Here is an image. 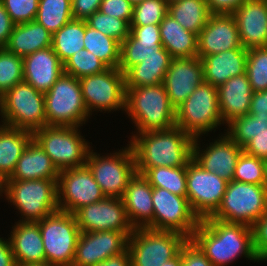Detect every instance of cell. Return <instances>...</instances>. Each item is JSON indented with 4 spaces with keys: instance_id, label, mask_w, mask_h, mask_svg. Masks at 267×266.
I'll return each mask as SVG.
<instances>
[{
    "instance_id": "40",
    "label": "cell",
    "mask_w": 267,
    "mask_h": 266,
    "mask_svg": "<svg viewBox=\"0 0 267 266\" xmlns=\"http://www.w3.org/2000/svg\"><path fill=\"white\" fill-rule=\"evenodd\" d=\"M108 67L87 49H82L63 63L64 73L80 79L85 76L99 74Z\"/></svg>"
},
{
    "instance_id": "1",
    "label": "cell",
    "mask_w": 267,
    "mask_h": 266,
    "mask_svg": "<svg viewBox=\"0 0 267 266\" xmlns=\"http://www.w3.org/2000/svg\"><path fill=\"white\" fill-rule=\"evenodd\" d=\"M131 139L138 174L154 167H187L193 159L195 138L178 126L139 133Z\"/></svg>"
},
{
    "instance_id": "41",
    "label": "cell",
    "mask_w": 267,
    "mask_h": 266,
    "mask_svg": "<svg viewBox=\"0 0 267 266\" xmlns=\"http://www.w3.org/2000/svg\"><path fill=\"white\" fill-rule=\"evenodd\" d=\"M23 80V57L0 48V97Z\"/></svg>"
},
{
    "instance_id": "23",
    "label": "cell",
    "mask_w": 267,
    "mask_h": 266,
    "mask_svg": "<svg viewBox=\"0 0 267 266\" xmlns=\"http://www.w3.org/2000/svg\"><path fill=\"white\" fill-rule=\"evenodd\" d=\"M153 187L142 175L135 173L129 180L122 197L127 218L134 229L148 228L153 230Z\"/></svg>"
},
{
    "instance_id": "10",
    "label": "cell",
    "mask_w": 267,
    "mask_h": 266,
    "mask_svg": "<svg viewBox=\"0 0 267 266\" xmlns=\"http://www.w3.org/2000/svg\"><path fill=\"white\" fill-rule=\"evenodd\" d=\"M187 240L174 231L136 228L128 239L131 266H161L175 258Z\"/></svg>"
},
{
    "instance_id": "5",
    "label": "cell",
    "mask_w": 267,
    "mask_h": 266,
    "mask_svg": "<svg viewBox=\"0 0 267 266\" xmlns=\"http://www.w3.org/2000/svg\"><path fill=\"white\" fill-rule=\"evenodd\" d=\"M46 125L79 127L88 116L79 79L63 73L44 94Z\"/></svg>"
},
{
    "instance_id": "54",
    "label": "cell",
    "mask_w": 267,
    "mask_h": 266,
    "mask_svg": "<svg viewBox=\"0 0 267 266\" xmlns=\"http://www.w3.org/2000/svg\"><path fill=\"white\" fill-rule=\"evenodd\" d=\"M14 25L3 3L0 1V48H5Z\"/></svg>"
},
{
    "instance_id": "57",
    "label": "cell",
    "mask_w": 267,
    "mask_h": 266,
    "mask_svg": "<svg viewBox=\"0 0 267 266\" xmlns=\"http://www.w3.org/2000/svg\"><path fill=\"white\" fill-rule=\"evenodd\" d=\"M94 266H131V255L127 249L123 253L109 257Z\"/></svg>"
},
{
    "instance_id": "12",
    "label": "cell",
    "mask_w": 267,
    "mask_h": 266,
    "mask_svg": "<svg viewBox=\"0 0 267 266\" xmlns=\"http://www.w3.org/2000/svg\"><path fill=\"white\" fill-rule=\"evenodd\" d=\"M99 184L105 197L122 198L129 180L136 173L135 157L132 147L119 150L110 156H100L89 151L85 164Z\"/></svg>"
},
{
    "instance_id": "26",
    "label": "cell",
    "mask_w": 267,
    "mask_h": 266,
    "mask_svg": "<svg viewBox=\"0 0 267 266\" xmlns=\"http://www.w3.org/2000/svg\"><path fill=\"white\" fill-rule=\"evenodd\" d=\"M248 50L235 48L201 59L203 64L204 82L218 88L231 77L246 73Z\"/></svg>"
},
{
    "instance_id": "39",
    "label": "cell",
    "mask_w": 267,
    "mask_h": 266,
    "mask_svg": "<svg viewBox=\"0 0 267 266\" xmlns=\"http://www.w3.org/2000/svg\"><path fill=\"white\" fill-rule=\"evenodd\" d=\"M226 134L240 147H244L256 133L267 132V115H250L234 119L227 125Z\"/></svg>"
},
{
    "instance_id": "21",
    "label": "cell",
    "mask_w": 267,
    "mask_h": 266,
    "mask_svg": "<svg viewBox=\"0 0 267 266\" xmlns=\"http://www.w3.org/2000/svg\"><path fill=\"white\" fill-rule=\"evenodd\" d=\"M210 143L206 150L200 153L198 137L194 139L193 160L204 170L218 175L226 181H232L238 158L243 148L234 142L227 134Z\"/></svg>"
},
{
    "instance_id": "22",
    "label": "cell",
    "mask_w": 267,
    "mask_h": 266,
    "mask_svg": "<svg viewBox=\"0 0 267 266\" xmlns=\"http://www.w3.org/2000/svg\"><path fill=\"white\" fill-rule=\"evenodd\" d=\"M233 16L245 49L267 46V0H246Z\"/></svg>"
},
{
    "instance_id": "31",
    "label": "cell",
    "mask_w": 267,
    "mask_h": 266,
    "mask_svg": "<svg viewBox=\"0 0 267 266\" xmlns=\"http://www.w3.org/2000/svg\"><path fill=\"white\" fill-rule=\"evenodd\" d=\"M172 57L163 48L158 55H149L141 63L131 67L125 75V88H136L162 84Z\"/></svg>"
},
{
    "instance_id": "29",
    "label": "cell",
    "mask_w": 267,
    "mask_h": 266,
    "mask_svg": "<svg viewBox=\"0 0 267 266\" xmlns=\"http://www.w3.org/2000/svg\"><path fill=\"white\" fill-rule=\"evenodd\" d=\"M52 45V34L40 23L33 20L15 24L5 49L20 57L35 51L43 50Z\"/></svg>"
},
{
    "instance_id": "18",
    "label": "cell",
    "mask_w": 267,
    "mask_h": 266,
    "mask_svg": "<svg viewBox=\"0 0 267 266\" xmlns=\"http://www.w3.org/2000/svg\"><path fill=\"white\" fill-rule=\"evenodd\" d=\"M74 216L80 232L134 231L122 198L105 197L78 209Z\"/></svg>"
},
{
    "instance_id": "7",
    "label": "cell",
    "mask_w": 267,
    "mask_h": 266,
    "mask_svg": "<svg viewBox=\"0 0 267 266\" xmlns=\"http://www.w3.org/2000/svg\"><path fill=\"white\" fill-rule=\"evenodd\" d=\"M77 128L79 127L46 125L32 133L33 139L59 171L79 168L86 164L91 148Z\"/></svg>"
},
{
    "instance_id": "2",
    "label": "cell",
    "mask_w": 267,
    "mask_h": 266,
    "mask_svg": "<svg viewBox=\"0 0 267 266\" xmlns=\"http://www.w3.org/2000/svg\"><path fill=\"white\" fill-rule=\"evenodd\" d=\"M191 240L213 266H225L240 255L259 261L253 248L252 229L245 224L204 218Z\"/></svg>"
},
{
    "instance_id": "25",
    "label": "cell",
    "mask_w": 267,
    "mask_h": 266,
    "mask_svg": "<svg viewBox=\"0 0 267 266\" xmlns=\"http://www.w3.org/2000/svg\"><path fill=\"white\" fill-rule=\"evenodd\" d=\"M217 89L223 124L249 114L253 90L247 73L231 77Z\"/></svg>"
},
{
    "instance_id": "46",
    "label": "cell",
    "mask_w": 267,
    "mask_h": 266,
    "mask_svg": "<svg viewBox=\"0 0 267 266\" xmlns=\"http://www.w3.org/2000/svg\"><path fill=\"white\" fill-rule=\"evenodd\" d=\"M14 24L35 20L39 0H0Z\"/></svg>"
},
{
    "instance_id": "8",
    "label": "cell",
    "mask_w": 267,
    "mask_h": 266,
    "mask_svg": "<svg viewBox=\"0 0 267 266\" xmlns=\"http://www.w3.org/2000/svg\"><path fill=\"white\" fill-rule=\"evenodd\" d=\"M57 181L8 180L7 199L23 216L20 222H37L59 210Z\"/></svg>"
},
{
    "instance_id": "56",
    "label": "cell",
    "mask_w": 267,
    "mask_h": 266,
    "mask_svg": "<svg viewBox=\"0 0 267 266\" xmlns=\"http://www.w3.org/2000/svg\"><path fill=\"white\" fill-rule=\"evenodd\" d=\"M0 266H17L9 238H0Z\"/></svg>"
},
{
    "instance_id": "13",
    "label": "cell",
    "mask_w": 267,
    "mask_h": 266,
    "mask_svg": "<svg viewBox=\"0 0 267 266\" xmlns=\"http://www.w3.org/2000/svg\"><path fill=\"white\" fill-rule=\"evenodd\" d=\"M153 230L174 231L191 239L200 219L193 212L188 198L166 189L153 187Z\"/></svg>"
},
{
    "instance_id": "4",
    "label": "cell",
    "mask_w": 267,
    "mask_h": 266,
    "mask_svg": "<svg viewBox=\"0 0 267 266\" xmlns=\"http://www.w3.org/2000/svg\"><path fill=\"white\" fill-rule=\"evenodd\" d=\"M3 125L32 133L46 126L44 93L21 81L0 97Z\"/></svg>"
},
{
    "instance_id": "60",
    "label": "cell",
    "mask_w": 267,
    "mask_h": 266,
    "mask_svg": "<svg viewBox=\"0 0 267 266\" xmlns=\"http://www.w3.org/2000/svg\"><path fill=\"white\" fill-rule=\"evenodd\" d=\"M21 266H57V265L50 264L48 262H44V263L25 264V265H21Z\"/></svg>"
},
{
    "instance_id": "17",
    "label": "cell",
    "mask_w": 267,
    "mask_h": 266,
    "mask_svg": "<svg viewBox=\"0 0 267 266\" xmlns=\"http://www.w3.org/2000/svg\"><path fill=\"white\" fill-rule=\"evenodd\" d=\"M133 231L80 232L72 266H94L128 249Z\"/></svg>"
},
{
    "instance_id": "27",
    "label": "cell",
    "mask_w": 267,
    "mask_h": 266,
    "mask_svg": "<svg viewBox=\"0 0 267 266\" xmlns=\"http://www.w3.org/2000/svg\"><path fill=\"white\" fill-rule=\"evenodd\" d=\"M10 245L17 266L46 262L42 235L37 222H17Z\"/></svg>"
},
{
    "instance_id": "61",
    "label": "cell",
    "mask_w": 267,
    "mask_h": 266,
    "mask_svg": "<svg viewBox=\"0 0 267 266\" xmlns=\"http://www.w3.org/2000/svg\"><path fill=\"white\" fill-rule=\"evenodd\" d=\"M263 186H264V188L266 189V192H267V162H266V166H265V174H264Z\"/></svg>"
},
{
    "instance_id": "38",
    "label": "cell",
    "mask_w": 267,
    "mask_h": 266,
    "mask_svg": "<svg viewBox=\"0 0 267 266\" xmlns=\"http://www.w3.org/2000/svg\"><path fill=\"white\" fill-rule=\"evenodd\" d=\"M162 49V43L137 41L129 34L121 43L118 69L125 74L131 67L141 63L149 55H158Z\"/></svg>"
},
{
    "instance_id": "6",
    "label": "cell",
    "mask_w": 267,
    "mask_h": 266,
    "mask_svg": "<svg viewBox=\"0 0 267 266\" xmlns=\"http://www.w3.org/2000/svg\"><path fill=\"white\" fill-rule=\"evenodd\" d=\"M267 212V192L263 185L232 180L227 183L218 209L207 218L252 226Z\"/></svg>"
},
{
    "instance_id": "20",
    "label": "cell",
    "mask_w": 267,
    "mask_h": 266,
    "mask_svg": "<svg viewBox=\"0 0 267 266\" xmlns=\"http://www.w3.org/2000/svg\"><path fill=\"white\" fill-rule=\"evenodd\" d=\"M197 42V56L200 59L207 55L244 48L240 42L238 25L233 14H211L198 34Z\"/></svg>"
},
{
    "instance_id": "36",
    "label": "cell",
    "mask_w": 267,
    "mask_h": 266,
    "mask_svg": "<svg viewBox=\"0 0 267 266\" xmlns=\"http://www.w3.org/2000/svg\"><path fill=\"white\" fill-rule=\"evenodd\" d=\"M72 19L71 0H39L35 21L52 35Z\"/></svg>"
},
{
    "instance_id": "63",
    "label": "cell",
    "mask_w": 267,
    "mask_h": 266,
    "mask_svg": "<svg viewBox=\"0 0 267 266\" xmlns=\"http://www.w3.org/2000/svg\"><path fill=\"white\" fill-rule=\"evenodd\" d=\"M165 1H166L167 4L169 5V4L174 3V2H176V1H178V0H165Z\"/></svg>"
},
{
    "instance_id": "48",
    "label": "cell",
    "mask_w": 267,
    "mask_h": 266,
    "mask_svg": "<svg viewBox=\"0 0 267 266\" xmlns=\"http://www.w3.org/2000/svg\"><path fill=\"white\" fill-rule=\"evenodd\" d=\"M133 7L134 5L128 0H102L99 11L125 20L130 25L133 17Z\"/></svg>"
},
{
    "instance_id": "62",
    "label": "cell",
    "mask_w": 267,
    "mask_h": 266,
    "mask_svg": "<svg viewBox=\"0 0 267 266\" xmlns=\"http://www.w3.org/2000/svg\"><path fill=\"white\" fill-rule=\"evenodd\" d=\"M128 1H130L133 5H135V4L142 2L144 0H128Z\"/></svg>"
},
{
    "instance_id": "52",
    "label": "cell",
    "mask_w": 267,
    "mask_h": 266,
    "mask_svg": "<svg viewBox=\"0 0 267 266\" xmlns=\"http://www.w3.org/2000/svg\"><path fill=\"white\" fill-rule=\"evenodd\" d=\"M243 151L267 162V132L256 133L255 138L243 147Z\"/></svg>"
},
{
    "instance_id": "50",
    "label": "cell",
    "mask_w": 267,
    "mask_h": 266,
    "mask_svg": "<svg viewBox=\"0 0 267 266\" xmlns=\"http://www.w3.org/2000/svg\"><path fill=\"white\" fill-rule=\"evenodd\" d=\"M130 35L137 41L147 43H162L159 24L130 26Z\"/></svg>"
},
{
    "instance_id": "24",
    "label": "cell",
    "mask_w": 267,
    "mask_h": 266,
    "mask_svg": "<svg viewBox=\"0 0 267 266\" xmlns=\"http://www.w3.org/2000/svg\"><path fill=\"white\" fill-rule=\"evenodd\" d=\"M63 73V63L52 47L23 57V79L39 92L47 93Z\"/></svg>"
},
{
    "instance_id": "47",
    "label": "cell",
    "mask_w": 267,
    "mask_h": 266,
    "mask_svg": "<svg viewBox=\"0 0 267 266\" xmlns=\"http://www.w3.org/2000/svg\"><path fill=\"white\" fill-rule=\"evenodd\" d=\"M253 248L259 260L267 261V212L251 226Z\"/></svg>"
},
{
    "instance_id": "43",
    "label": "cell",
    "mask_w": 267,
    "mask_h": 266,
    "mask_svg": "<svg viewBox=\"0 0 267 266\" xmlns=\"http://www.w3.org/2000/svg\"><path fill=\"white\" fill-rule=\"evenodd\" d=\"M266 161L249 155L240 154L232 180L255 185H263Z\"/></svg>"
},
{
    "instance_id": "3",
    "label": "cell",
    "mask_w": 267,
    "mask_h": 266,
    "mask_svg": "<svg viewBox=\"0 0 267 266\" xmlns=\"http://www.w3.org/2000/svg\"><path fill=\"white\" fill-rule=\"evenodd\" d=\"M124 110L136 124L137 134L176 126V109L163 84L126 88Z\"/></svg>"
},
{
    "instance_id": "14",
    "label": "cell",
    "mask_w": 267,
    "mask_h": 266,
    "mask_svg": "<svg viewBox=\"0 0 267 266\" xmlns=\"http://www.w3.org/2000/svg\"><path fill=\"white\" fill-rule=\"evenodd\" d=\"M85 106L89 115L92 110L125 109V75L118 68L79 79Z\"/></svg>"
},
{
    "instance_id": "55",
    "label": "cell",
    "mask_w": 267,
    "mask_h": 266,
    "mask_svg": "<svg viewBox=\"0 0 267 266\" xmlns=\"http://www.w3.org/2000/svg\"><path fill=\"white\" fill-rule=\"evenodd\" d=\"M250 115H267V90L253 92Z\"/></svg>"
},
{
    "instance_id": "34",
    "label": "cell",
    "mask_w": 267,
    "mask_h": 266,
    "mask_svg": "<svg viewBox=\"0 0 267 266\" xmlns=\"http://www.w3.org/2000/svg\"><path fill=\"white\" fill-rule=\"evenodd\" d=\"M85 28V20L72 19L52 35L51 47L62 63L84 49Z\"/></svg>"
},
{
    "instance_id": "42",
    "label": "cell",
    "mask_w": 267,
    "mask_h": 266,
    "mask_svg": "<svg viewBox=\"0 0 267 266\" xmlns=\"http://www.w3.org/2000/svg\"><path fill=\"white\" fill-rule=\"evenodd\" d=\"M246 73L253 92L267 90V46L248 49Z\"/></svg>"
},
{
    "instance_id": "15",
    "label": "cell",
    "mask_w": 267,
    "mask_h": 266,
    "mask_svg": "<svg viewBox=\"0 0 267 266\" xmlns=\"http://www.w3.org/2000/svg\"><path fill=\"white\" fill-rule=\"evenodd\" d=\"M228 181L204 170L193 159L186 167L189 204L200 220L210 217L221 204Z\"/></svg>"
},
{
    "instance_id": "11",
    "label": "cell",
    "mask_w": 267,
    "mask_h": 266,
    "mask_svg": "<svg viewBox=\"0 0 267 266\" xmlns=\"http://www.w3.org/2000/svg\"><path fill=\"white\" fill-rule=\"evenodd\" d=\"M42 235L46 262L72 266L80 229L74 214L56 211L37 221Z\"/></svg>"
},
{
    "instance_id": "53",
    "label": "cell",
    "mask_w": 267,
    "mask_h": 266,
    "mask_svg": "<svg viewBox=\"0 0 267 266\" xmlns=\"http://www.w3.org/2000/svg\"><path fill=\"white\" fill-rule=\"evenodd\" d=\"M212 14H233L246 0H205Z\"/></svg>"
},
{
    "instance_id": "35",
    "label": "cell",
    "mask_w": 267,
    "mask_h": 266,
    "mask_svg": "<svg viewBox=\"0 0 267 266\" xmlns=\"http://www.w3.org/2000/svg\"><path fill=\"white\" fill-rule=\"evenodd\" d=\"M84 49L97 56L108 68H118L121 43L108 37L86 23Z\"/></svg>"
},
{
    "instance_id": "51",
    "label": "cell",
    "mask_w": 267,
    "mask_h": 266,
    "mask_svg": "<svg viewBox=\"0 0 267 266\" xmlns=\"http://www.w3.org/2000/svg\"><path fill=\"white\" fill-rule=\"evenodd\" d=\"M102 0H71L73 19L86 20L99 11Z\"/></svg>"
},
{
    "instance_id": "9",
    "label": "cell",
    "mask_w": 267,
    "mask_h": 266,
    "mask_svg": "<svg viewBox=\"0 0 267 266\" xmlns=\"http://www.w3.org/2000/svg\"><path fill=\"white\" fill-rule=\"evenodd\" d=\"M218 89L203 82L176 109V126L196 138L221 125Z\"/></svg>"
},
{
    "instance_id": "37",
    "label": "cell",
    "mask_w": 267,
    "mask_h": 266,
    "mask_svg": "<svg viewBox=\"0 0 267 266\" xmlns=\"http://www.w3.org/2000/svg\"><path fill=\"white\" fill-rule=\"evenodd\" d=\"M142 175L152 187L166 189L178 196L187 195L186 167H154Z\"/></svg>"
},
{
    "instance_id": "32",
    "label": "cell",
    "mask_w": 267,
    "mask_h": 266,
    "mask_svg": "<svg viewBox=\"0 0 267 266\" xmlns=\"http://www.w3.org/2000/svg\"><path fill=\"white\" fill-rule=\"evenodd\" d=\"M32 139L33 134L29 130L0 126V174L10 177Z\"/></svg>"
},
{
    "instance_id": "58",
    "label": "cell",
    "mask_w": 267,
    "mask_h": 266,
    "mask_svg": "<svg viewBox=\"0 0 267 266\" xmlns=\"http://www.w3.org/2000/svg\"><path fill=\"white\" fill-rule=\"evenodd\" d=\"M7 191H8V178L0 174V196L4 192L6 198H7Z\"/></svg>"
},
{
    "instance_id": "28",
    "label": "cell",
    "mask_w": 267,
    "mask_h": 266,
    "mask_svg": "<svg viewBox=\"0 0 267 266\" xmlns=\"http://www.w3.org/2000/svg\"><path fill=\"white\" fill-rule=\"evenodd\" d=\"M58 177L59 170L40 145L32 139L20 156L8 180H58Z\"/></svg>"
},
{
    "instance_id": "49",
    "label": "cell",
    "mask_w": 267,
    "mask_h": 266,
    "mask_svg": "<svg viewBox=\"0 0 267 266\" xmlns=\"http://www.w3.org/2000/svg\"><path fill=\"white\" fill-rule=\"evenodd\" d=\"M180 252L182 266H213L210 260L191 239L187 240Z\"/></svg>"
},
{
    "instance_id": "33",
    "label": "cell",
    "mask_w": 267,
    "mask_h": 266,
    "mask_svg": "<svg viewBox=\"0 0 267 266\" xmlns=\"http://www.w3.org/2000/svg\"><path fill=\"white\" fill-rule=\"evenodd\" d=\"M168 14L183 28L198 35L212 13L205 0H178L168 5Z\"/></svg>"
},
{
    "instance_id": "44",
    "label": "cell",
    "mask_w": 267,
    "mask_h": 266,
    "mask_svg": "<svg viewBox=\"0 0 267 266\" xmlns=\"http://www.w3.org/2000/svg\"><path fill=\"white\" fill-rule=\"evenodd\" d=\"M88 26L122 43L130 34V25L120 18L96 11L86 20Z\"/></svg>"
},
{
    "instance_id": "19",
    "label": "cell",
    "mask_w": 267,
    "mask_h": 266,
    "mask_svg": "<svg viewBox=\"0 0 267 266\" xmlns=\"http://www.w3.org/2000/svg\"><path fill=\"white\" fill-rule=\"evenodd\" d=\"M203 82V64L196 56L172 59L162 84L167 91L171 105L177 109Z\"/></svg>"
},
{
    "instance_id": "59",
    "label": "cell",
    "mask_w": 267,
    "mask_h": 266,
    "mask_svg": "<svg viewBox=\"0 0 267 266\" xmlns=\"http://www.w3.org/2000/svg\"><path fill=\"white\" fill-rule=\"evenodd\" d=\"M161 266H182L181 252L172 260H169Z\"/></svg>"
},
{
    "instance_id": "45",
    "label": "cell",
    "mask_w": 267,
    "mask_h": 266,
    "mask_svg": "<svg viewBox=\"0 0 267 266\" xmlns=\"http://www.w3.org/2000/svg\"><path fill=\"white\" fill-rule=\"evenodd\" d=\"M167 13L165 0H144L134 5L130 26L160 24Z\"/></svg>"
},
{
    "instance_id": "30",
    "label": "cell",
    "mask_w": 267,
    "mask_h": 266,
    "mask_svg": "<svg viewBox=\"0 0 267 266\" xmlns=\"http://www.w3.org/2000/svg\"><path fill=\"white\" fill-rule=\"evenodd\" d=\"M162 46L173 59L193 58L198 52V35L183 28L168 13L159 24Z\"/></svg>"
},
{
    "instance_id": "16",
    "label": "cell",
    "mask_w": 267,
    "mask_h": 266,
    "mask_svg": "<svg viewBox=\"0 0 267 266\" xmlns=\"http://www.w3.org/2000/svg\"><path fill=\"white\" fill-rule=\"evenodd\" d=\"M57 190L59 210L71 214L105 198L86 165L59 171Z\"/></svg>"
}]
</instances>
